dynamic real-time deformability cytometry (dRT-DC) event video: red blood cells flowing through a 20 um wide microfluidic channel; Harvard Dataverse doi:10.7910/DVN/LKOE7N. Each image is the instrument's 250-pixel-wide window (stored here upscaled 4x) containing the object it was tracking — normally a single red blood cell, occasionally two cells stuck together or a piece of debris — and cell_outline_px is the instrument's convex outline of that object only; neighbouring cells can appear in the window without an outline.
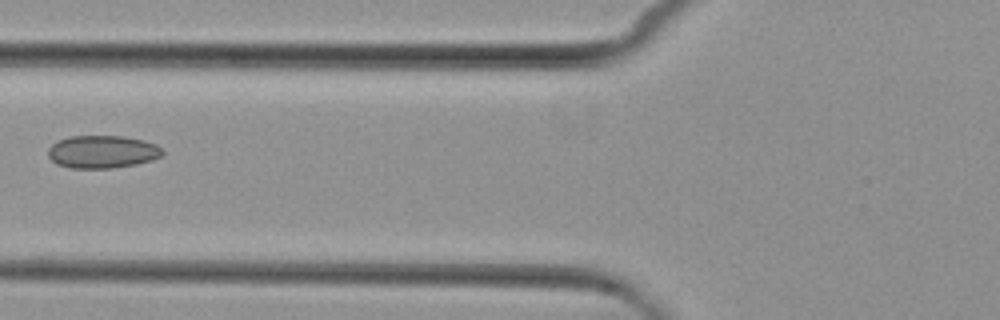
{"species": "common noctule bat (a hibernating species)", "species_latin": "Nyctalus noctula", "temperature_condition": "cold", "stored_images_in_passage": 5, "camera_frame_rate_fps": 3000, "um_per_image_px": 0.085, "animal": {"sex": "female", "body_mass_g": 29.2, "forearm_length_mm": 56.3}, "frame": {"image": 1, "passage_image": 4, "time_ms": 3.333, "image_size_px": [1000, 320], "cell_outline_px": [[164, 152], [160, 156], [152, 160], [136, 164], [112, 168], [68, 168], [56, 164], [48, 156], [48, 148], [52, 144], [68, 136], [124, 136], [144, 140], [156, 144]], "centroid_in_image_um": [8.68, 12.9], "position_along_channel_um": 117.1, "area_um2": 21.91}}
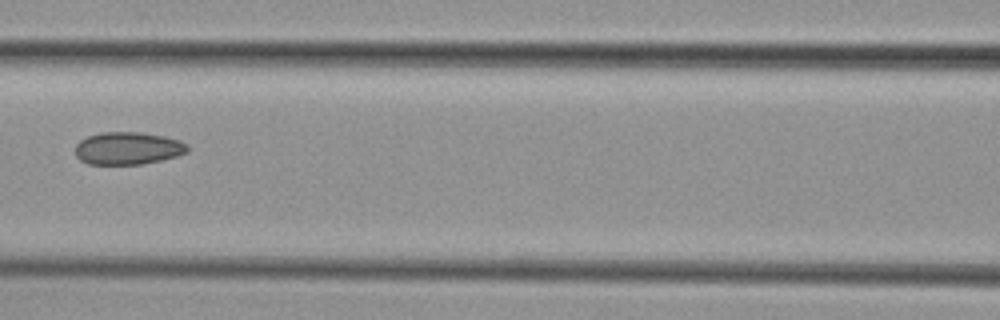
{"frame": {"image": 2, "passage_image": 5, "time_ms": 4.333, "image_size_px": [1000, 320], "cell_outline_px": [[188, 152], [176, 156], [160, 160], [140, 164], [88, 164], [80, 160], [76, 156], [76, 144], [80, 140], [88, 136], [100, 132], [140, 132], [164, 136], [180, 140], [188, 144]], "centroid_in_image_um": [10.87, 12.6], "position_along_channel_um": 155.7, "area_um2": 21.33}}